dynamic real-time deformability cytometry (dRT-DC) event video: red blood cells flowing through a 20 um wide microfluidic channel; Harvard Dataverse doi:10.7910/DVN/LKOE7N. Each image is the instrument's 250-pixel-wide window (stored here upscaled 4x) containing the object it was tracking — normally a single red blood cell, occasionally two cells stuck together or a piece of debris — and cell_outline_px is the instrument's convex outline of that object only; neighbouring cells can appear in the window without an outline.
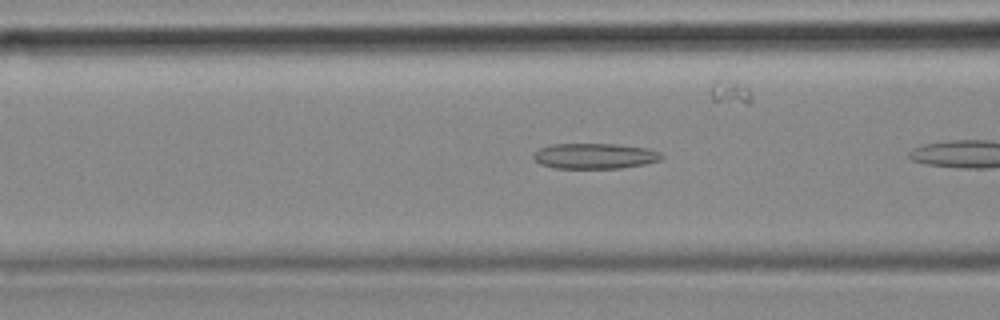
{"species": "common noctule bat (a hibernating species)", "species_latin": "Nyctalus noctula", "temperature_condition": "cold", "stored_images_in_passage": 7, "camera_frame_rate_fps": 3000, "um_per_image_px": 0.085, "animal": {"sex": "female", "body_mass_g": 18.4}, "frame": {"image": 1, "passage_image": 5, "time_ms": 1.333, "image_size_px": [1000, 320], "cell_outline_px": [[664, 156], [660, 160], [644, 164], [620, 168], [556, 168], [540, 164], [532, 156], [540, 148], [552, 144], [616, 144], [648, 148], [660, 152]], "centroid_in_image_um": [50.58, 13.26], "position_along_channel_um": 116.0, "area_um2": 18.96}}